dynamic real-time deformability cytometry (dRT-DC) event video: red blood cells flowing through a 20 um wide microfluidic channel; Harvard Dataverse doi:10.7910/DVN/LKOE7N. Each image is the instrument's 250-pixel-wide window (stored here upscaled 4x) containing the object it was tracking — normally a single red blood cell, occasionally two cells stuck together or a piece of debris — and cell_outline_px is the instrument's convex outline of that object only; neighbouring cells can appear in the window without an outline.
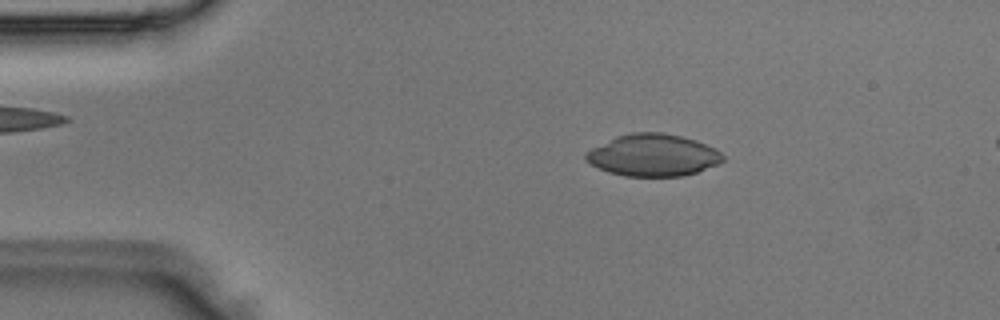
{"species": "Egyptian fruit bat (a non-hibernating species)", "species_latin": "Rousettus aegyptiacus", "temperature_condition": "room temperature", "stored_images_in_passage": 3, "camera_frame_rate_fps": 3000, "um_per_image_px": 0.085, "animal": {"sex": "male"}, "frame": {"image": 1, "passage_image": 1, "time_ms": 0.0, "image_size_px": [1000, 320], "cell_outline_px": [[724, 160], [720, 164], [684, 176], [624, 176], [608, 172], [584, 160], [584, 156], [592, 148], [616, 136], [628, 132], [664, 132], [696, 140], [716, 148], [724, 156]], "centroid_in_image_um": [55.53, 13.18], "position_along_channel_um": 29.5, "area_um2": 33.7}}